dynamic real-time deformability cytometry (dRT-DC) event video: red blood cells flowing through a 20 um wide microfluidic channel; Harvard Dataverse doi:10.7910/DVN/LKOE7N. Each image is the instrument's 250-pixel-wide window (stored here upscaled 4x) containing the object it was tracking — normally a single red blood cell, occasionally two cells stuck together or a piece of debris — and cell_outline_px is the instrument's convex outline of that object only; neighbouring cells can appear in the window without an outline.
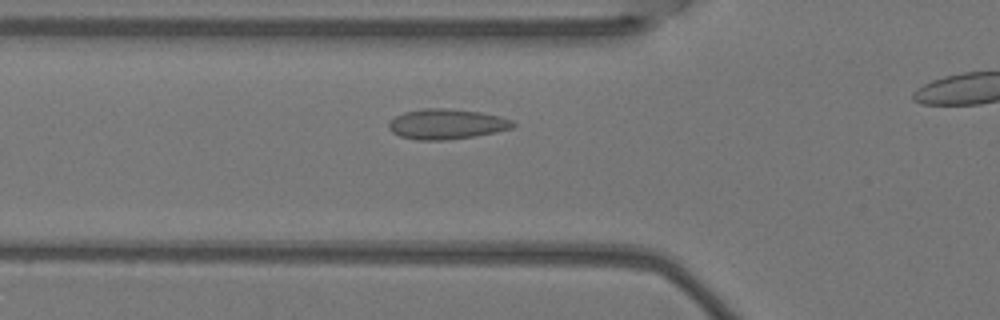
{"species": "Egyptian fruit bat (a non-hibernating species)", "species_latin": "Rousettus aegyptiacus", "temperature_condition": "warm", "stored_images_in_passage": 5, "camera_frame_rate_fps": 3000, "um_per_image_px": 0.085, "animal": {"sex": "female"}, "frame": {"image": 1, "passage_image": 4, "time_ms": 1.0, "image_size_px": [1000, 320], "cell_outline_px": [[516, 124], [512, 128], [496, 132], [448, 140], [416, 140], [400, 136], [392, 132], [388, 128], [388, 124], [396, 116], [404, 112], [424, 108], [448, 108], [480, 112], [500, 116], [512, 120]], "centroid_in_image_um": [37.96, 10.54], "position_along_channel_um": 87.8, "area_um2": 21.85}}